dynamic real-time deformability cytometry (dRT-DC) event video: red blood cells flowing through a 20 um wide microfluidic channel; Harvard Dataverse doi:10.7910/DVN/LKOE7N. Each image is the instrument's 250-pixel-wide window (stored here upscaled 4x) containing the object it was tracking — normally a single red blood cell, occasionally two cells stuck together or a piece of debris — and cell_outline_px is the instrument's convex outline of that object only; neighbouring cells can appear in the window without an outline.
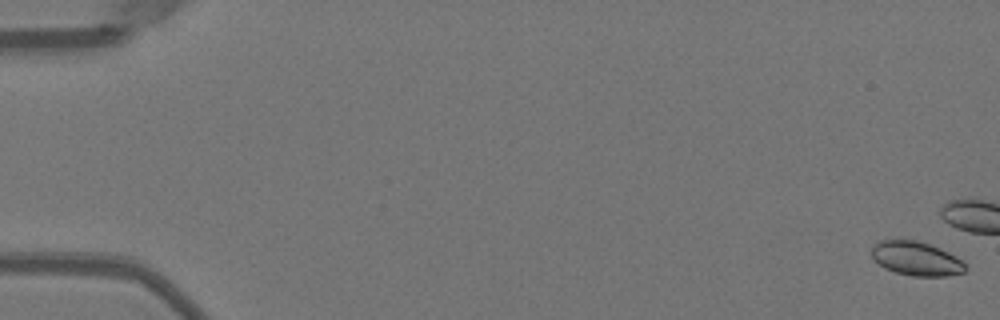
{"species": "Egyptian fruit bat (a non-hibernating species)", "species_latin": "Rousettus aegyptiacus", "temperature_condition": "warm", "stored_images_in_passage": 16, "camera_frame_rate_fps": 3000, "um_per_image_px": 0.085, "animal": {"sex": "female"}, "frame": {"image": 1, "passage_image": 1, "time_ms": 0.0, "image_size_px": [1000, 320], "cell_outline_px": [[968, 268], [964, 272], [948, 276], [912, 276], [896, 272], [884, 268], [872, 260], [872, 248], [880, 240], [916, 240], [940, 248], [956, 256]], "centroid_in_image_um": [77.87, 21.99], "position_along_channel_um": 7.1, "area_um2": 18.55}}